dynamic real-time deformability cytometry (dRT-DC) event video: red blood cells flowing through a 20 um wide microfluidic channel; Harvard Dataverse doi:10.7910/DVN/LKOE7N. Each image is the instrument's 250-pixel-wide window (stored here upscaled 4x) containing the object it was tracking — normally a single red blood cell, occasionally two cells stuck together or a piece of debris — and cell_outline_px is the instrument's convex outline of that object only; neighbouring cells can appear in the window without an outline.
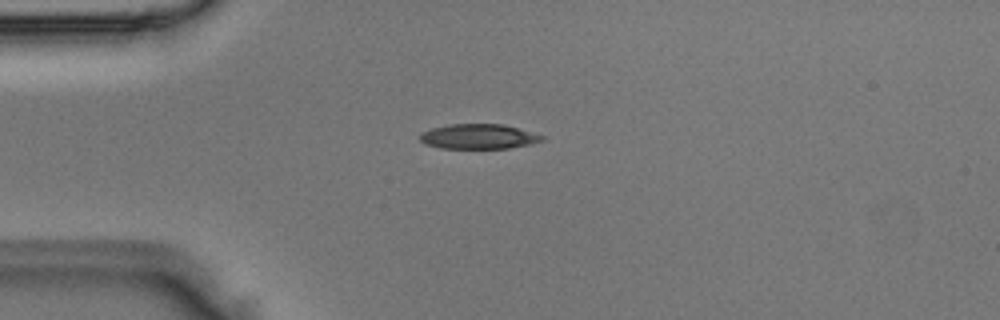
{"species": "Egyptian fruit bat (a non-hibernating species)", "species_latin": "Rousettus aegyptiacus", "temperature_condition": "room temperature", "stored_images_in_passage": 3, "camera_frame_rate_fps": 3000, "um_per_image_px": 0.085, "animal": {"sex": "male"}, "frame": {"image": 1, "passage_image": 3, "time_ms": 0.667, "image_size_px": [1000, 320], "cell_outline_px": [[544, 140], [528, 144], [508, 148], [440, 148], [424, 144], [420, 140], [420, 136], [424, 132], [432, 128], [448, 124], [500, 124], [516, 128], [544, 136]], "centroid_in_image_um": [40.64, 11.6], "position_along_channel_um": 44.4, "area_um2": 17.4}}